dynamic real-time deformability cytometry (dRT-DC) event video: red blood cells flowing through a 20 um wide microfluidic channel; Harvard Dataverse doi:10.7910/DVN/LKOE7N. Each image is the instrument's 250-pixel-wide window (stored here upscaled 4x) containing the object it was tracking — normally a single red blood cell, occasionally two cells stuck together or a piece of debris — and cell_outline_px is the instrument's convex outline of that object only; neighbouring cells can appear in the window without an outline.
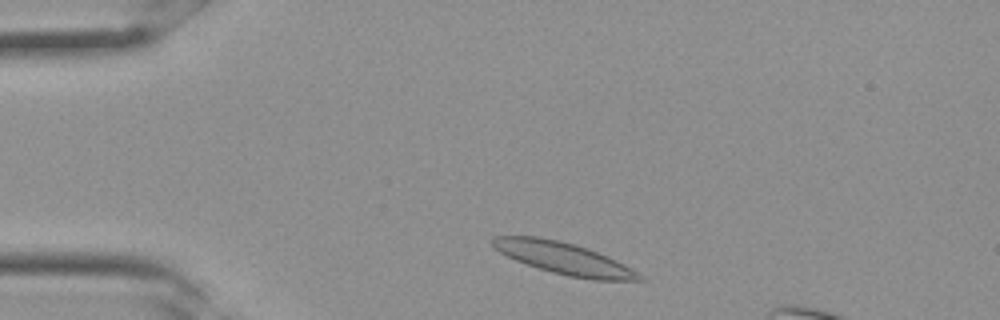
{"species": "Egyptian fruit bat (a non-hibernating species)", "species_latin": "Rousettus aegyptiacus", "temperature_condition": "room temperature", "stored_images_in_passage": 7, "camera_frame_rate_fps": 3000, "um_per_image_px": 0.085, "frame": {"image": 1, "passage_image": 2, "time_ms": 0.333, "image_size_px": [1000, 320], "cell_outline_px": [[648, 280], [592, 280], [568, 276], [552, 272], [516, 260], [500, 252], [492, 244], [492, 240], [496, 236], [540, 236], [560, 240], [588, 248], [608, 256], [624, 264], [644, 276]], "centroid_in_image_um": [47.98, 21.96], "position_along_channel_um": 37.0, "area_um2": 27.11}}
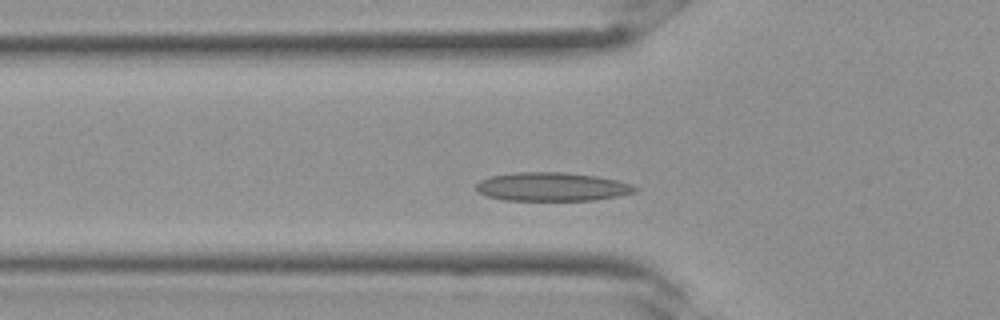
{"frame": {"image": 2, "passage_image": 6, "time_ms": 1.667, "image_size_px": [1000, 320], "cell_outline_px": [[640, 188], [636, 192], [620, 196], [592, 200], [504, 200], [488, 196], [480, 192], [476, 188], [476, 184], [480, 180], [492, 176], [516, 172], [564, 172], [596, 176], [616, 180], [632, 184]], "centroid_in_image_um": [46.97, 15.87], "position_along_channel_um": 78.8, "area_um2": 26.47}}